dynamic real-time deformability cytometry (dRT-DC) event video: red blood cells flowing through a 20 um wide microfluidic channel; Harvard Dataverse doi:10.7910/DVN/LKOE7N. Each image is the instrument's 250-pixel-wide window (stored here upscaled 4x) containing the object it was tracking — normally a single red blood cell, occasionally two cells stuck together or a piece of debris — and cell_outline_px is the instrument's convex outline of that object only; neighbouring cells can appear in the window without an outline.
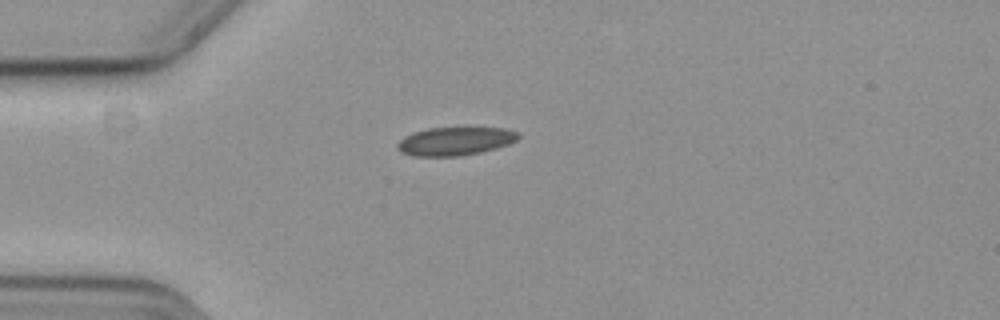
{"species": "common noctule bat (a hibernating species)", "species_latin": "Nyctalus noctula", "temperature_condition": "cold", "stored_images_in_passage": 43, "camera_frame_rate_fps": 3000, "um_per_image_px": 0.085, "animal": {"sex": "female", "body_mass_g": 19.3, "forearm_length_mm": 54.1}, "frame": {"image": 1, "passage_image": 1, "time_ms": 0.0, "image_size_px": [1000, 320], "cell_outline_px": [[520, 136], [516, 140], [508, 144], [496, 148], [480, 152], [460, 156], [412, 156], [400, 152], [396, 148], [396, 144], [404, 136], [412, 132], [428, 128], [464, 124], [468, 124], [504, 128], [520, 132]], "centroid_in_image_um": [38.71, 11.93], "position_along_channel_um": 46.3, "area_um2": 21.21}}
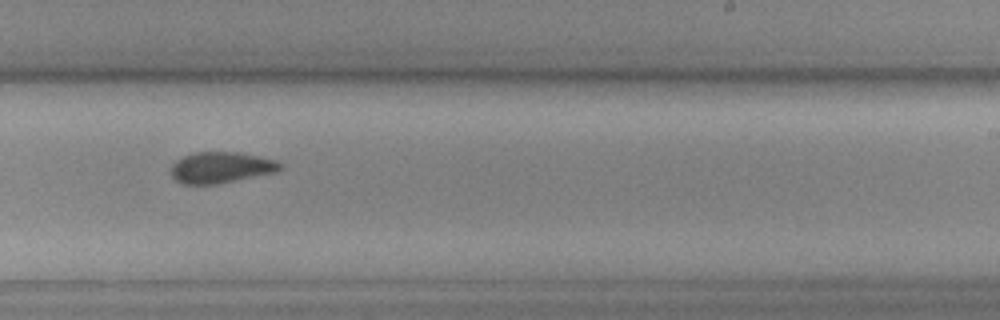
{"frame": {"image": 2, "passage_image": 21, "time_ms": 6.667, "image_size_px": [1000, 320], "cell_outline_px": [[284, 168], [276, 172], [216, 184], [180, 184], [172, 176], [172, 164], [176, 160], [184, 156], [196, 152], [236, 152], [276, 160]], "centroid_in_image_um": [18.77, 14.24], "position_along_channel_um": 270.2, "area_um2": 19.59}}
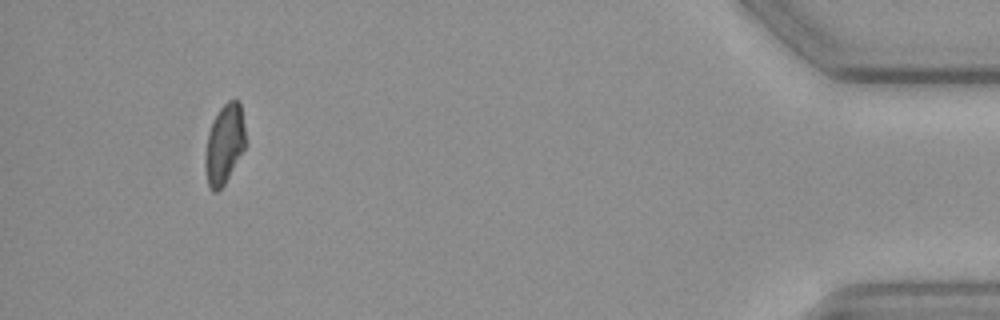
{"frame": {"image": 3, "passage_image": 39, "time_ms": 12.667, "image_size_px": [1000, 320], "cell_outline_px": [[244, 148], [224, 184], [216, 192], [212, 192], [208, 184], [204, 164], [204, 156], [208, 132], [220, 108], [228, 100], [236, 100], [240, 104], [244, 128]], "centroid_in_image_um": [19.04, 12.27], "position_along_channel_um": 416.2, "area_um2": 18.21}, "authors_computed_cell_mechanics": {"area_um2": 19.8832, "velocity_mm_per_s": 3.6325, "shape_relaxation_time_tau1_ms": null, "shape_relaxation_time_tau2_ms": 3.4274, "deformation_change_tau1": null, "deformation_change_tau2": 0.0726}}